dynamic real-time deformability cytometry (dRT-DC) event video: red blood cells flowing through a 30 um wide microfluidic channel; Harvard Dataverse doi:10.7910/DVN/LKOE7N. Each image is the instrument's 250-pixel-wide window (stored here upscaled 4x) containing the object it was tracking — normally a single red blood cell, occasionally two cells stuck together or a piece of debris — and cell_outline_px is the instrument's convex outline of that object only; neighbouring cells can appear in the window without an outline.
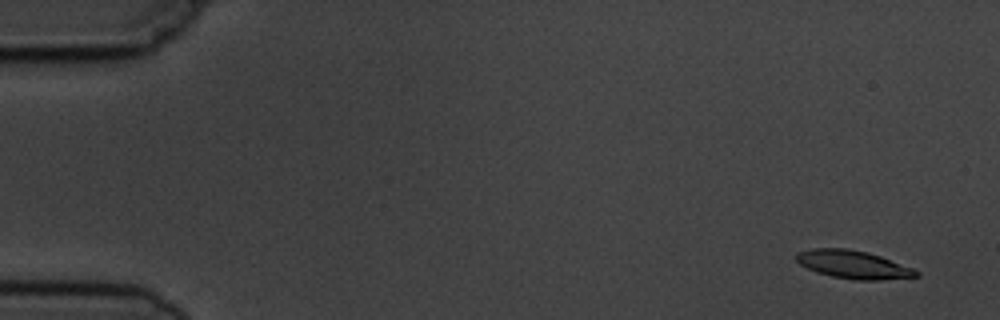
{"species": "common noctule bat (a hibernating species)", "species_latin": "Nyctalus noctula", "temperature_condition": "cold", "stored_images_in_passage": 4, "camera_frame_rate_fps": 3000, "um_per_image_px": 0.085, "animal": {"sex": "male", "body_mass_g": 19.5, "forearm_length_mm": 54.6}, "frame": {"image": 1, "passage_image": 1, "time_ms": 0.0, "image_size_px": [1000, 320], "cell_outline_px": [[920, 276], [880, 280], [852, 280], [832, 276], [816, 272], [800, 264], [796, 260], [796, 252], [812, 248], [848, 248], [868, 252], [880, 256], [912, 268], [920, 272]], "centroid_in_image_um": [72.51, 22.48], "position_along_channel_um": 12.5, "area_um2": 19.65}}
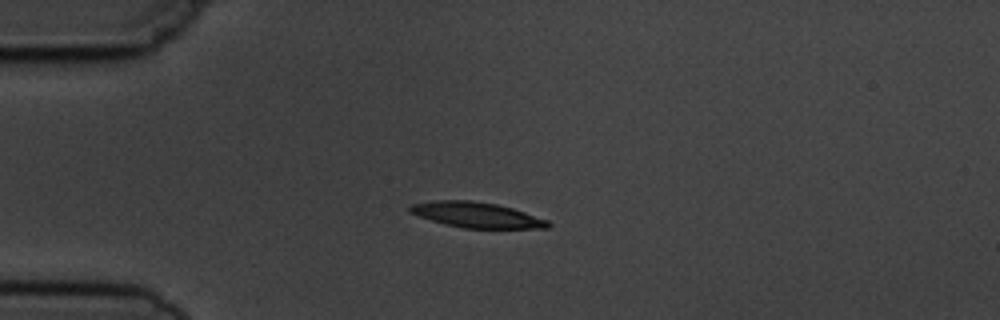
{"frame": {"image": 2, "passage_image": 4, "time_ms": 3.667, "image_size_px": [1000, 320], "cell_outline_px": [[552, 224], [548, 228], [464, 228], [444, 224], [408, 212], [408, 204], [436, 200], [472, 200], [496, 204], [512, 208], [548, 220]], "centroid_in_image_um": [40.48, 18.26], "position_along_channel_um": 44.5, "area_um2": 20.46}}